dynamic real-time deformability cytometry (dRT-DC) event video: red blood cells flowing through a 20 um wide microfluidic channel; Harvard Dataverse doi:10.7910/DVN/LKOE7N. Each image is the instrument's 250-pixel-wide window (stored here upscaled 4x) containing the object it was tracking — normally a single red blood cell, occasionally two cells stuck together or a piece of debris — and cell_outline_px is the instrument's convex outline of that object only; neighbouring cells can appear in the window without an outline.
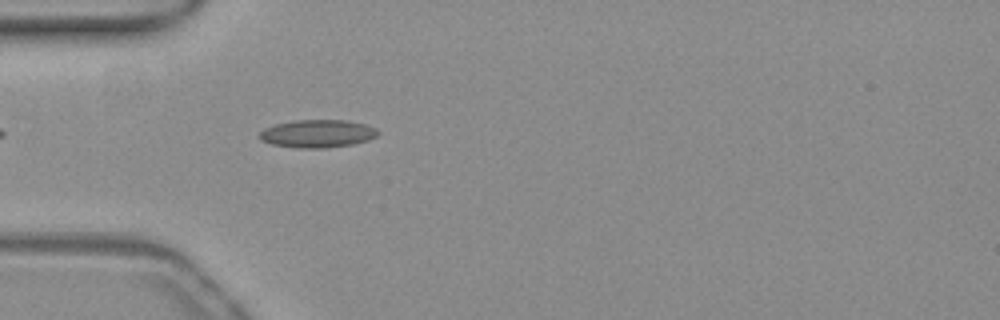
{"species": "common noctule bat (a hibernating species)", "species_latin": "Nyctalus noctula", "temperature_condition": "warm", "stored_images_in_passage": 38, "camera_frame_rate_fps": 3000, "um_per_image_px": 0.085, "animal": {"sex": "female", "body_mass_g": 19.3, "forearm_length_mm": 54.1}, "frame": {"image": 1, "passage_image": 1, "time_ms": 0.0, "image_size_px": [1000, 320], "cell_outline_px": [[380, 132], [376, 136], [368, 140], [352, 144], [328, 148], [296, 148], [272, 144], [260, 140], [256, 136], [264, 128], [276, 124], [296, 120], [348, 120], [364, 124], [376, 128]], "centroid_in_image_um": [26.97, 11.36], "position_along_channel_um": 58.0, "area_um2": 19.36}}
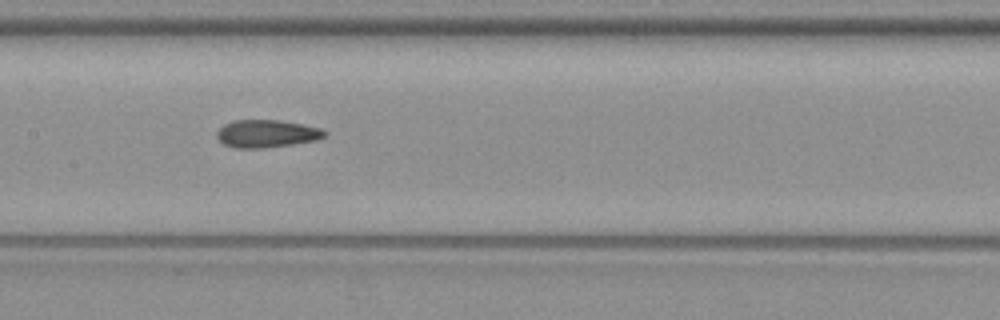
{"frame": {"image": 2, "passage_image": 11, "time_ms": 3.333, "image_size_px": [1000, 320], "cell_outline_px": [[328, 132], [324, 136], [316, 140], [292, 144], [264, 148], [232, 148], [224, 144], [216, 136], [216, 132], [224, 124], [232, 120], [280, 120], [304, 124], [320, 128]], "centroid_in_image_um": [22.65, 11.35], "position_along_channel_um": 184.7, "area_um2": 17.46}}
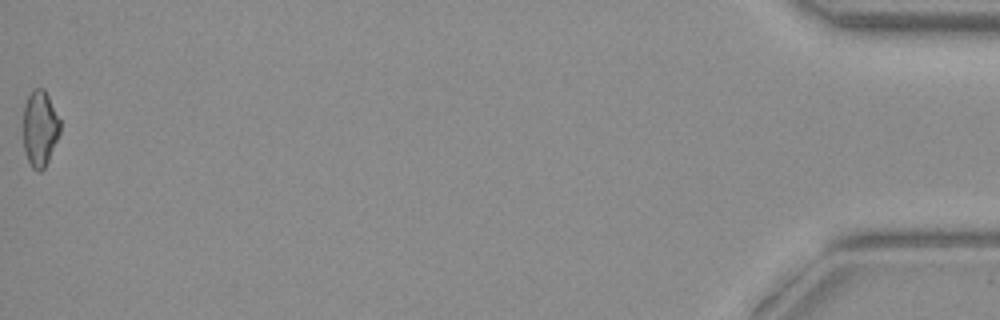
{"frame": {"image": 3, "passage_image": 38, "time_ms": 12.333, "image_size_px": [1000, 320], "cell_outline_px": [[60, 132], [48, 160], [44, 168], [40, 172], [36, 172], [32, 168], [24, 152], [24, 104], [32, 88], [44, 88], [60, 120]], "centroid_in_image_um": [3.38, 10.92], "position_along_channel_um": 431.8, "area_um2": 16.24}, "authors_computed_cell_mechanics": {"area_um2": 16.9932, "velocity_mm_per_s": 3.9034, "shape_relaxation_time_tau1_ms": null, "shape_relaxation_time_tau2_ms": 2.5571, "deformation_change_tau1": null, "deformation_change_tau2": 0.0862}}